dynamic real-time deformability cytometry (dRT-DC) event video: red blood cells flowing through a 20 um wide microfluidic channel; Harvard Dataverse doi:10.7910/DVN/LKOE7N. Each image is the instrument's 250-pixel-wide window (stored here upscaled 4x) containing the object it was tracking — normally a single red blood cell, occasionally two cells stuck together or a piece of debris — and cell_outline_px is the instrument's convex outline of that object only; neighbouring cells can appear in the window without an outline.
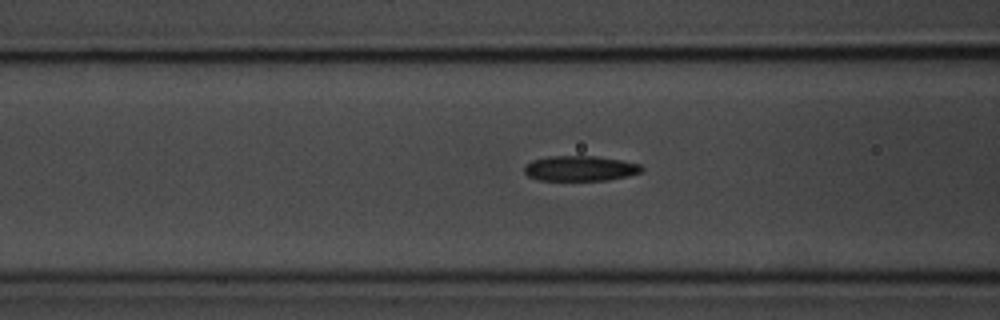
{"species": "common noctule bat (a hibernating species)", "species_latin": "Nyctalus noctula", "temperature_condition": "room temperature", "stored_images_in_passage": 52, "camera_frame_rate_fps": 3000, "um_per_image_px": 0.085, "animal": {"sex": "male", "body_mass_g": 20.1, "forearm_length_mm": 53.5}, "frame": {"image": 1, "passage_image": 21, "time_ms": 6.667, "image_size_px": [1000, 320], "cell_outline_px": [[644, 168], [640, 172], [628, 176], [608, 180], [540, 180], [528, 176], [524, 172], [524, 164], [532, 160], [548, 156], [596, 156], [620, 160], [640, 164]], "centroid_in_image_um": [49.29, 14.31], "position_along_channel_um": 117.3, "area_um2": 17.28}}
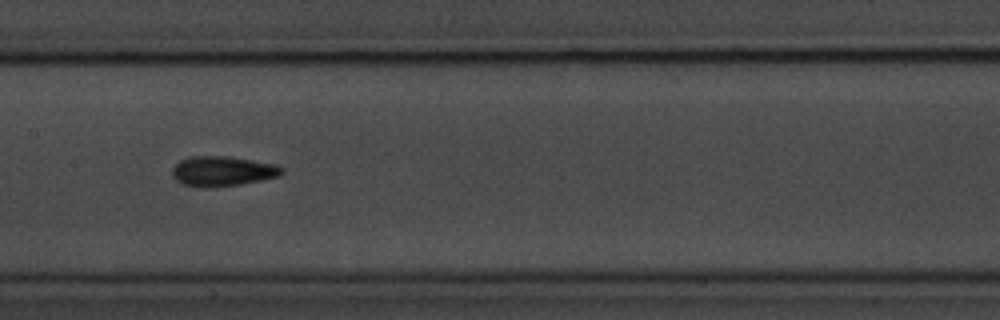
{"frame": {"image": 2, "passage_image": 27, "time_ms": 8.667, "image_size_px": [1000, 320], "cell_outline_px": [[284, 172], [280, 176], [240, 184], [208, 188], [200, 188], [180, 184], [172, 176], [172, 168], [180, 160], [192, 156], [224, 156], [276, 164], [284, 168]], "centroid_in_image_um": [18.88, 14.56], "position_along_channel_um": 188.5, "area_um2": 19.25}}
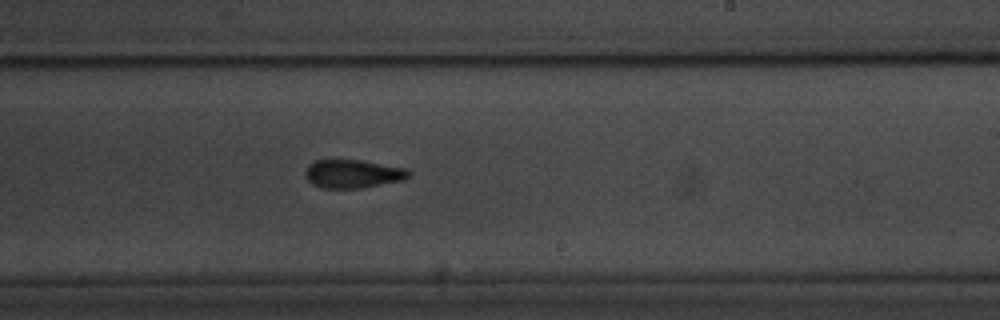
{"frame": {"image": 3, "passage_image": 33, "time_ms": 10.667, "image_size_px": [1000, 320], "cell_outline_px": [[412, 172], [404, 180], [360, 188], [320, 188], [312, 184], [304, 176], [304, 172], [308, 164], [316, 160], [360, 160], [408, 168]], "centroid_in_image_um": [29.98, 14.77], "position_along_channel_um": 259.0, "area_um2": 17.28}}